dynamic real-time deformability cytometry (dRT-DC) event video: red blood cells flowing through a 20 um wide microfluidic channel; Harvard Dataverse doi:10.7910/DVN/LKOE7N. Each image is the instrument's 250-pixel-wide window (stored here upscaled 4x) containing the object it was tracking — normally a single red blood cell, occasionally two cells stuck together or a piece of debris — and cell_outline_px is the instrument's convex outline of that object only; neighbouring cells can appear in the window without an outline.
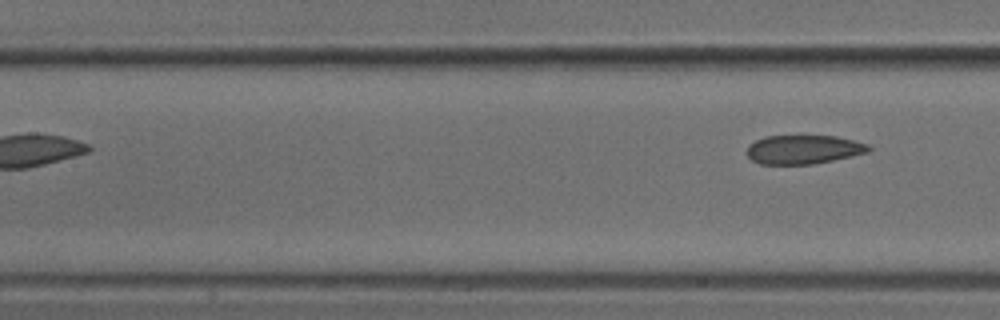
{"species": "common noctule bat (a hibernating species)", "species_latin": "Nyctalus noctula", "temperature_condition": "cold", "stored_images_in_passage": 6, "segment_of_instrument_passage": [2, 2], "camera_frame_rate_fps": 3000, "um_per_image_px": 0.085, "animal": {"sex": "male", "body_mass_g": 18.8}, "frame": {"image": 1, "passage_image": 6, "time_ms": 1.667, "image_size_px": [1000, 320], "cell_outline_px": [[872, 148], [868, 152], [852, 156], [812, 164], [760, 164], [752, 160], [744, 152], [748, 144], [764, 136], [836, 136], [868, 144]], "centroid_in_image_um": [68.25, 12.7], "position_along_channel_um": 139.1, "area_um2": 20.58}}